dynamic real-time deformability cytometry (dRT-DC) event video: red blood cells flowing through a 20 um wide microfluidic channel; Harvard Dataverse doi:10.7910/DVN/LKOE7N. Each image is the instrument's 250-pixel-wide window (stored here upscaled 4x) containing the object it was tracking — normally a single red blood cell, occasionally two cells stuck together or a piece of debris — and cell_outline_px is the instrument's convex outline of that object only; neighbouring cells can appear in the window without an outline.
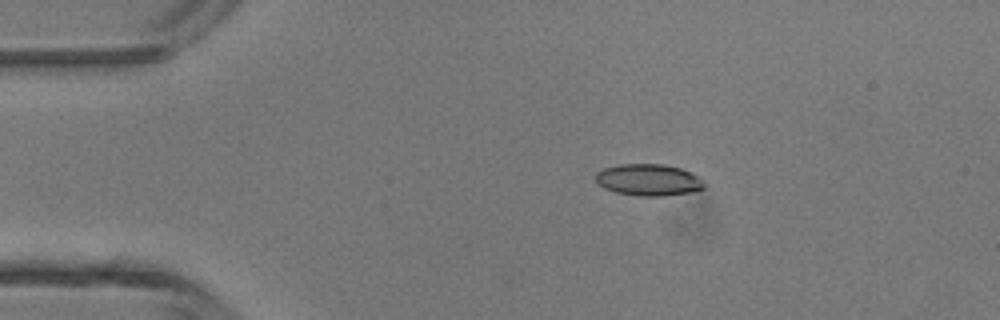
{"species": "common noctule bat (a hibernating species)", "species_latin": "Nyctalus noctula", "temperature_condition": "room temperature", "stored_images_in_passage": 4, "camera_frame_rate_fps": 3000, "um_per_image_px": 0.085, "animal": {"sex": "male", "body_mass_g": 13.3}, "frame": {"image": 1, "passage_image": 2, "time_ms": 0.333, "image_size_px": [1000, 320], "cell_outline_px": [[704, 188], [692, 192], [664, 196], [640, 196], [616, 192], [604, 188], [596, 184], [596, 172], [604, 168], [620, 164], [664, 164], [680, 168], [692, 172], [700, 176], [704, 180]], "centroid_in_image_um": [55.15, 15.29], "position_along_channel_um": 29.9, "area_um2": 20.29}}
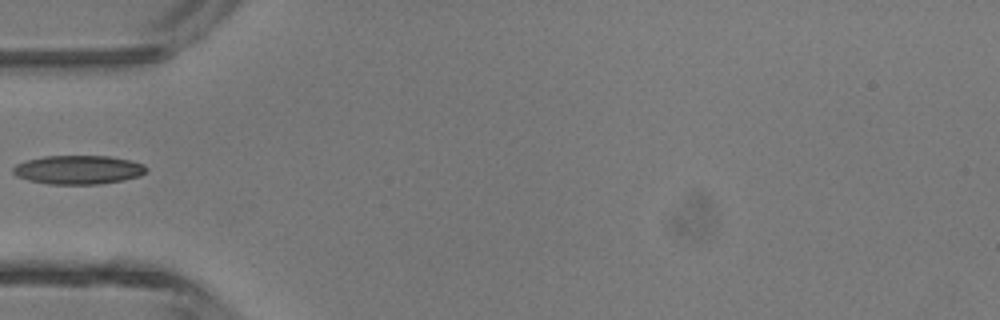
{"frame": {"image": 2, "passage_image": 4, "time_ms": 1.0, "image_size_px": [1000, 320], "cell_outline_px": [[148, 168], [140, 176], [124, 180], [96, 184], [48, 184], [28, 180], [16, 176], [12, 172], [12, 168], [16, 164], [24, 160], [44, 156], [112, 156], [144, 164]], "centroid_in_image_um": [6.62, 14.42], "position_along_channel_um": 78.4, "area_um2": 22.48}}